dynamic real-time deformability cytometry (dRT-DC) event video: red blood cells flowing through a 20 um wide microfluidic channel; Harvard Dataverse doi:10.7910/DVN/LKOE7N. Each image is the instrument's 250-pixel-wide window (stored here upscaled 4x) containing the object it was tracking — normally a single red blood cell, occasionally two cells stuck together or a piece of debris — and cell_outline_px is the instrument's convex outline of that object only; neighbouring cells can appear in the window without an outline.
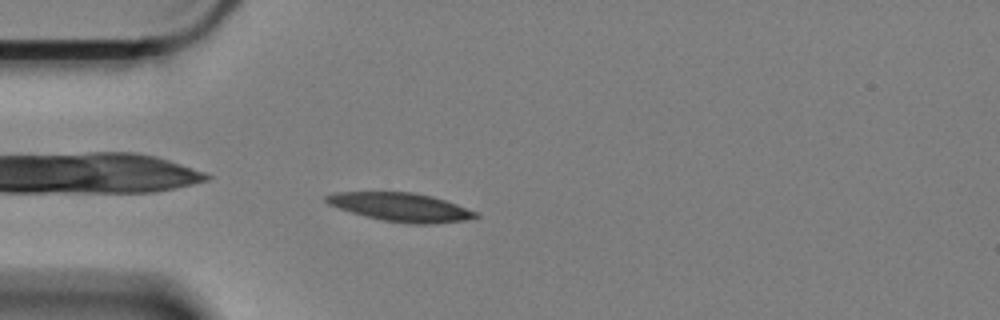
{"species": "Egyptian fruit bat (a non-hibernating species)", "species_latin": "Rousettus aegyptiacus", "temperature_condition": "cold", "stored_images_in_passage": 53, "camera_frame_rate_fps": 3000, "um_per_image_px": 0.085, "animal": {"sex": "female"}, "frame": {"image": 1, "passage_image": 9, "time_ms": 2.667, "image_size_px": [1000, 320], "cell_outline_px": [[480, 216], [468, 220], [432, 224], [408, 224], [380, 220], [364, 216], [328, 204], [324, 200], [324, 196], [332, 192], [412, 192], [432, 196], [456, 204], [476, 212]], "centroid_in_image_um": [34.05, 17.61], "position_along_channel_um": 50.9, "area_um2": 24.91}}
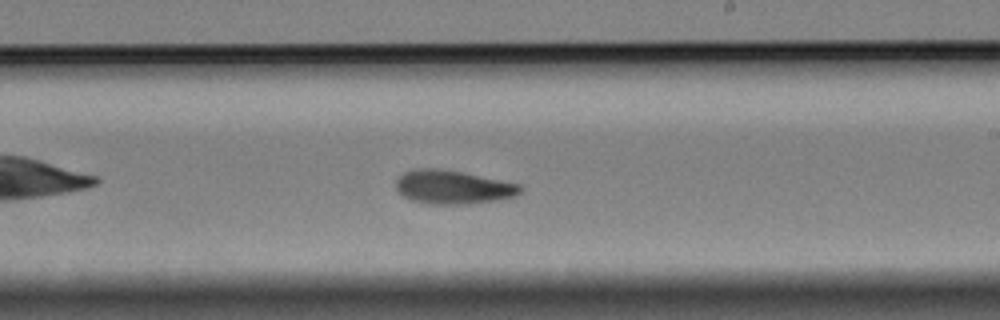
{"frame": {"image": 2, "passage_image": 28, "time_ms": 9.0, "image_size_px": [1000, 320], "cell_outline_px": [[524, 188], [516, 196], [468, 204], [428, 204], [412, 200], [404, 196], [396, 188], [396, 180], [404, 172], [416, 168], [436, 168], [460, 172], [520, 184]], "centroid_in_image_um": [38.48, 15.9], "position_along_channel_um": 250.5, "area_um2": 24.1}}
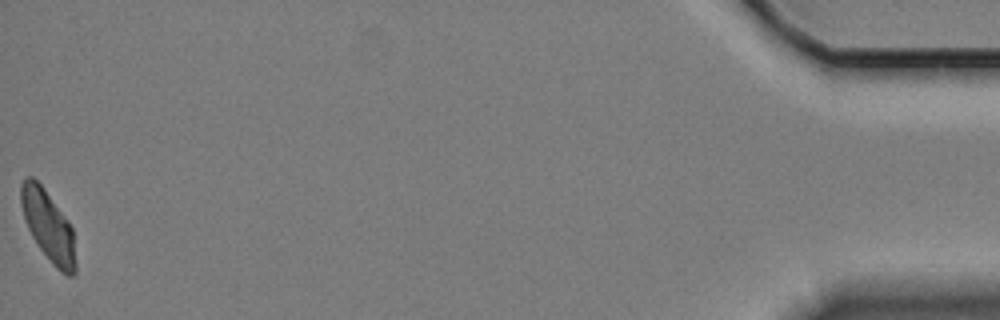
{"frame": {"image": 3, "passage_image": 53, "time_ms": 17.333, "image_size_px": [1000, 320], "cell_outline_px": [[76, 276], [68, 276], [60, 272], [52, 264], [40, 248], [32, 236], [28, 228], [20, 204], [20, 184], [24, 176], [32, 176], [44, 188], [68, 220], [72, 228], [76, 264]], "centroid_in_image_um": [4.1, 19.2], "position_along_channel_um": 431.1, "area_um2": 22.54}, "authors_computed_cell_mechanics": {"area_um2": 23.698, "velocity_mm_per_s": 3.308, "shape_relaxation_time_tau1_ms": 6.3224, "shape_relaxation_time_tau2_ms": 6.2574, "deformation_change_tau1": 0.1624, "deformation_change_tau2": 0.124}}